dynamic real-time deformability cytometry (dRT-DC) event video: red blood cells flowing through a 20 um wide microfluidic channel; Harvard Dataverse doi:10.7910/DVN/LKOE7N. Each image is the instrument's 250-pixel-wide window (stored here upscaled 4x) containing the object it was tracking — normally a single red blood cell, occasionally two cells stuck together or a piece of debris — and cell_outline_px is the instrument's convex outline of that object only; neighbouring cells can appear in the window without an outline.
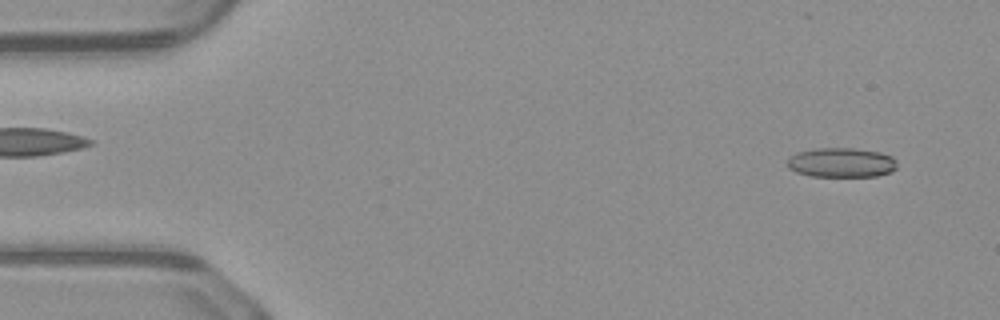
{"species": "common noctule bat (a hibernating species)", "species_latin": "Nyctalus noctula", "temperature_condition": "warm", "stored_images_in_passage": 50, "camera_frame_rate_fps": 3000, "um_per_image_px": 0.085, "animal": {"sex": "male", "body_mass_g": 23.1, "forearm_length_mm": 52.7}, "frame": {"image": 1, "passage_image": 3, "time_ms": 0.667, "image_size_px": [1000, 320], "cell_outline_px": [[896, 168], [892, 172], [876, 176], [812, 176], [796, 172], [788, 168], [788, 156], [796, 152], [816, 148], [856, 148], [880, 152], [892, 156], [896, 160]], "centroid_in_image_um": [71.52, 13.81], "position_along_channel_um": 13.5, "area_um2": 19.07}}
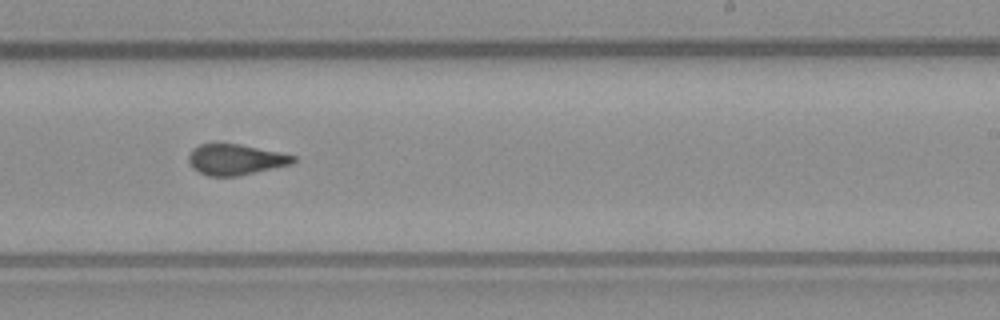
{"frame": {"image": 2, "passage_image": 30, "time_ms": 9.667, "image_size_px": [1000, 320], "cell_outline_px": [[296, 160], [292, 164], [240, 176], [208, 176], [192, 168], [188, 160], [188, 156], [192, 148], [200, 144], [216, 140], [240, 144], [280, 152], [296, 156]], "centroid_in_image_um": [19.98, 13.52], "position_along_channel_um": 269.0, "area_um2": 19.42}}
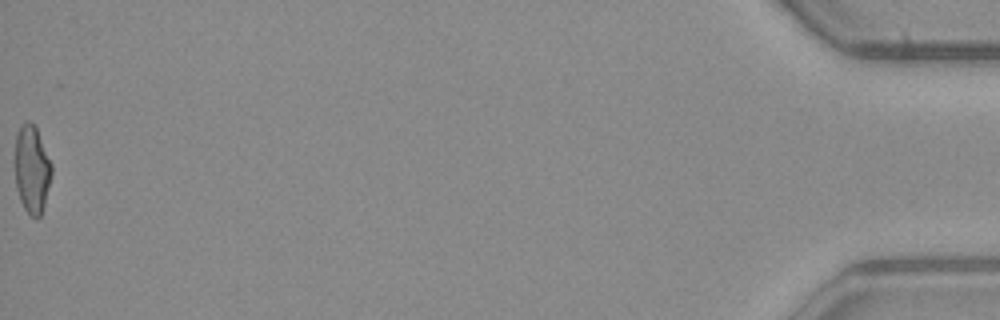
{"frame": {"image": 3, "passage_image": 50, "time_ms": 16.333, "image_size_px": [1000, 320], "cell_outline_px": [[52, 172], [44, 204], [40, 216], [36, 220], [24, 208], [20, 200], [16, 188], [12, 160], [16, 136], [20, 128], [28, 120], [36, 128], [52, 164]], "centroid_in_image_um": [2.66, 14.4], "position_along_channel_um": 432.5, "area_um2": 19.02}, "authors_computed_cell_mechanics": {"area_um2": 19.1896, "velocity_mm_per_s": 4.1189, "shape_relaxation_time_tau1_ms": null, "shape_relaxation_time_tau2_ms": 1.5402, "deformation_change_tau1": null, "deformation_change_tau2": 0.0933}}